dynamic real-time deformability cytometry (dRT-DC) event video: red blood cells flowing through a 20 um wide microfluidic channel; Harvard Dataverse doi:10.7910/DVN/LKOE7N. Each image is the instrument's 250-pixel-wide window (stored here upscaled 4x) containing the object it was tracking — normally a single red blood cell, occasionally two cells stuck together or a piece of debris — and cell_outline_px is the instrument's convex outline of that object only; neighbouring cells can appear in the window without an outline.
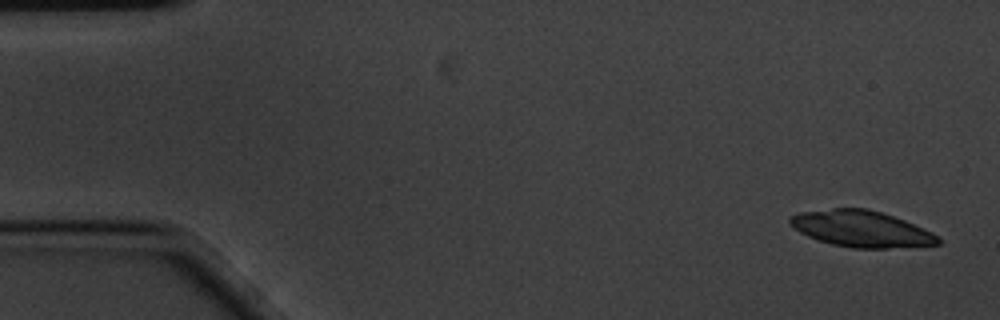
{"species": "common noctule bat (a hibernating species)", "species_latin": "Nyctalus noctula", "temperature_condition": "cold", "stored_images_in_passage": 5, "camera_frame_rate_fps": 3000, "um_per_image_px": 0.085, "animal": {"sex": "male", "body_mass_g": 20.1, "forearm_length_mm": 53.5}, "frame": {"image": 1, "passage_image": 1, "time_ms": 0.0, "image_size_px": [1000, 320], "cell_outline_px": [[940, 244], [888, 248], [852, 248], [832, 244], [808, 236], [800, 232], [788, 224], [788, 220], [792, 216], [800, 212], [832, 208], [868, 208], [904, 220], [924, 228], [940, 236]], "centroid_in_image_um": [73.21, 19.45], "position_along_channel_um": 11.8, "area_um2": 31.21}}